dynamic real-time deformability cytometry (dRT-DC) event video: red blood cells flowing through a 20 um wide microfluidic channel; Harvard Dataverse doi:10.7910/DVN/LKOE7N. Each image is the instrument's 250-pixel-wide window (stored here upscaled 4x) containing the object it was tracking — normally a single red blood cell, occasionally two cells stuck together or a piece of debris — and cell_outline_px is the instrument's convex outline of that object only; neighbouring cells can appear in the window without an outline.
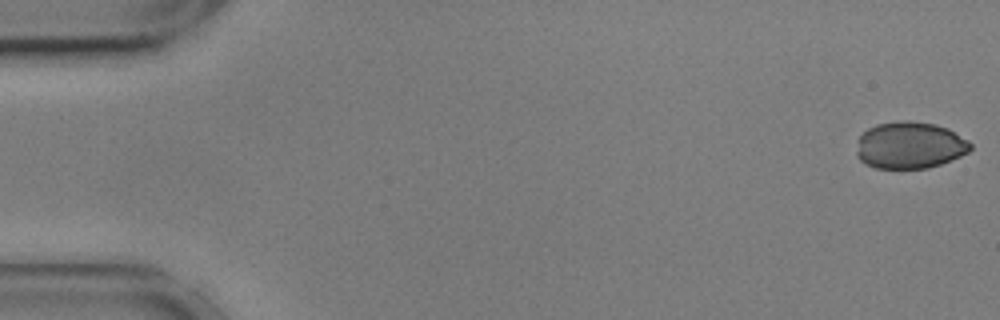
{"species": "common noctule bat (a hibernating species)", "species_latin": "Nyctalus noctula", "temperature_condition": "cold", "stored_images_in_passage": 55, "camera_frame_rate_fps": 3000, "um_per_image_px": 0.085, "animal": {"sex": "male", "body_mass_g": 17.9, "forearm_length_mm": 54.2}, "frame": {"image": 1, "passage_image": 1, "time_ms": 0.0, "image_size_px": [1000, 320], "cell_outline_px": [[972, 148], [968, 152], [960, 156], [940, 164], [928, 168], [876, 168], [864, 164], [856, 156], [856, 152], [860, 136], [868, 128], [876, 124], [900, 120], [908, 120], [936, 124], [948, 128], [968, 140], [972, 144]], "centroid_in_image_um": [77.33, 12.34], "position_along_channel_um": 7.7, "area_um2": 31.27}}
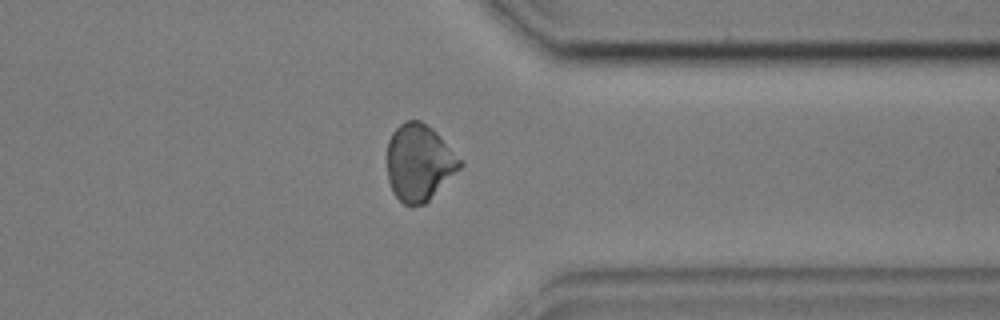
{"frame": {"image": 2, "passage_image": 43, "time_ms": 14.0, "image_size_px": [1000, 320], "cell_outline_px": [[464, 164], [424, 204], [412, 208], [408, 208], [392, 192], [388, 180], [388, 140], [392, 132], [400, 124], [408, 120], [420, 120], [432, 128], [436, 132]], "centroid_in_image_um": [35.6, 13.83], "position_along_channel_um": 375.8, "area_um2": 32.31}}
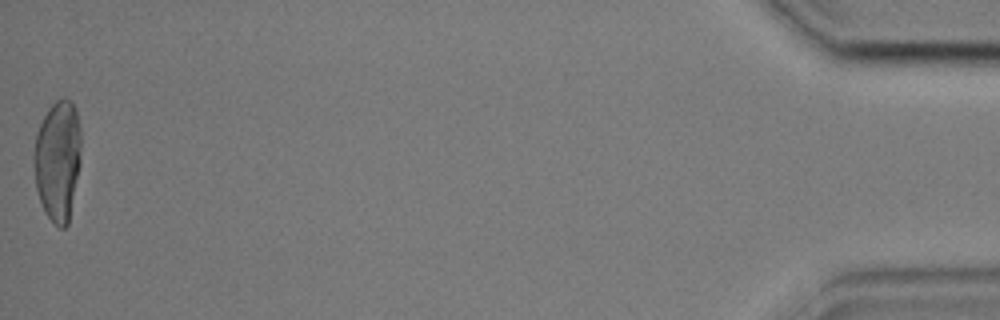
{"frame": {"image": 3, "passage_image": 55, "time_ms": 18.0, "image_size_px": [1000, 320], "cell_outline_px": [[80, 164], [68, 224], [64, 228], [60, 228], [44, 212], [36, 188], [32, 156], [36, 132], [48, 108], [56, 100], [64, 96], [76, 108], [80, 128]], "centroid_in_image_um": [4.89, 13.61], "position_along_channel_um": 430.3, "area_um2": 33.41}}